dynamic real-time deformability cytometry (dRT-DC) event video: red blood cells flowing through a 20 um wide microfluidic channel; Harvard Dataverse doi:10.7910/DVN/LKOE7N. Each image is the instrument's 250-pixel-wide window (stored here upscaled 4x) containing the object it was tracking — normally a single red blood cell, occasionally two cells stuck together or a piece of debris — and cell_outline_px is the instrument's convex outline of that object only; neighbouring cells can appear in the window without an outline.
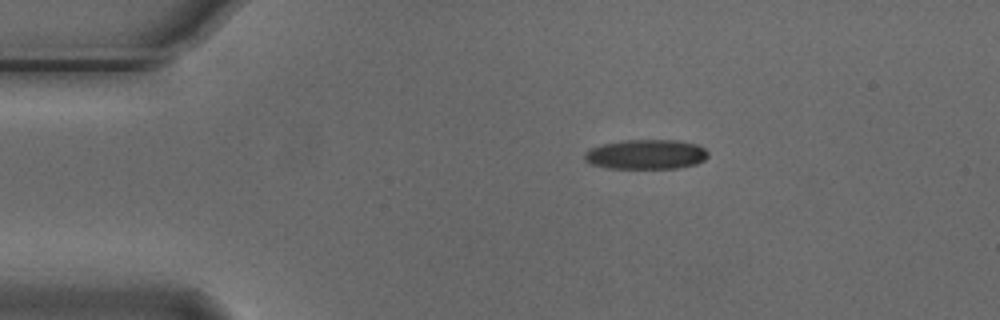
{"species": "Egyptian fruit bat (a non-hibernating species)", "species_latin": "Rousettus aegyptiacus", "temperature_condition": "cold", "stored_images_in_passage": 6, "camera_frame_rate_fps": 3000, "um_per_image_px": 0.085, "animal": {"sex": "male"}, "frame": {"image": 1, "passage_image": 1, "time_ms": 0.0, "image_size_px": [1000, 320], "cell_outline_px": [[708, 156], [704, 160], [696, 164], [680, 168], [608, 168], [592, 164], [584, 160], [584, 152], [592, 148], [604, 144], [624, 140], [676, 140], [696, 144], [704, 148], [708, 152]], "centroid_in_image_um": [54.93, 13.12], "position_along_channel_um": 30.1, "area_um2": 21.33}}
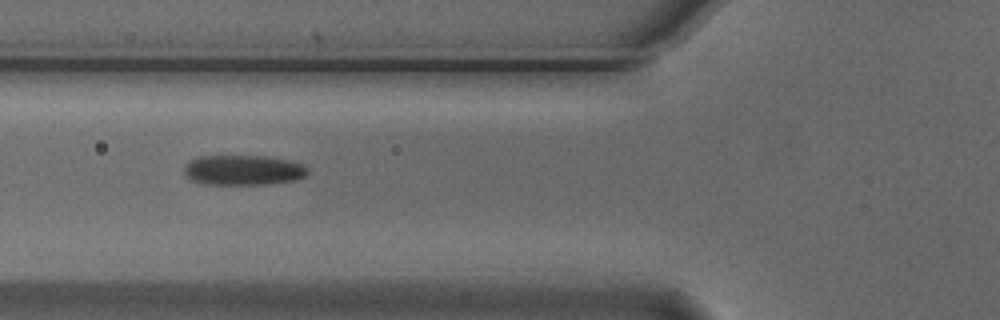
{"frame": {"image": 2, "passage_image": 4, "time_ms": 1.0, "image_size_px": [1000, 320], "cell_outline_px": [[308, 172], [304, 176], [296, 180], [268, 184], [204, 184], [188, 180], [184, 176], [184, 164], [200, 156], [264, 156], [288, 160], [300, 164], [308, 168]], "centroid_in_image_um": [20.62, 14.47], "position_along_channel_um": 105.2, "area_um2": 21.73}}
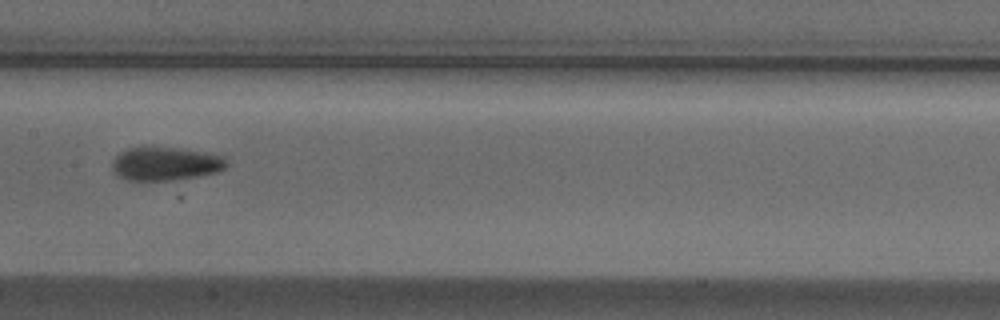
{"frame": {"image": 3, "passage_image": 6, "time_ms": 1.667, "image_size_px": [1000, 320], "cell_outline_px": [[228, 164], [224, 168], [216, 172], [200, 176], [176, 180], [128, 180], [116, 176], [112, 172], [112, 160], [120, 152], [128, 148], [176, 148], [224, 156], [228, 160]], "centroid_in_image_um": [14.04, 13.94], "position_along_channel_um": 193.4, "area_um2": 22.2}}